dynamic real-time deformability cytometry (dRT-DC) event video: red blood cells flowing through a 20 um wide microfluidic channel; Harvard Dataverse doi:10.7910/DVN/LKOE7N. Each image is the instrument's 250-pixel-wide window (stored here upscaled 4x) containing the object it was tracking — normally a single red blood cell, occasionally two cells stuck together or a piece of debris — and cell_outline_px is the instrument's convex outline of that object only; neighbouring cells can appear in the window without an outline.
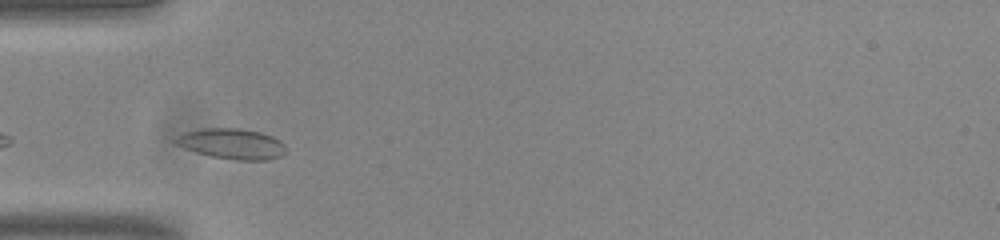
{"species": "common noctule bat (a hibernating species)", "species_latin": "Nyctalus noctula", "temperature_condition": "room temperature", "stored_images_in_passage": 30, "camera_frame_rate_fps": 3000, "um_per_image_px": 0.085, "animal": {"sex": "male", "body_mass_g": 20.0, "forearm_length_mm": 53.3}, "frame": {"image": 1, "passage_image": 2, "time_ms": 0.333, "image_size_px": [1000, 240], "cell_outline_px": [[284, 152], [280, 156], [268, 160], [236, 160], [212, 156], [196, 152], [184, 148], [176, 144], [172, 140], [176, 136], [184, 132], [200, 128], [240, 128], [260, 132], [272, 136], [280, 140], [284, 144]], "centroid_in_image_um": [19.67, 12.21], "position_along_channel_um": 65.3, "area_um2": 19.65}}
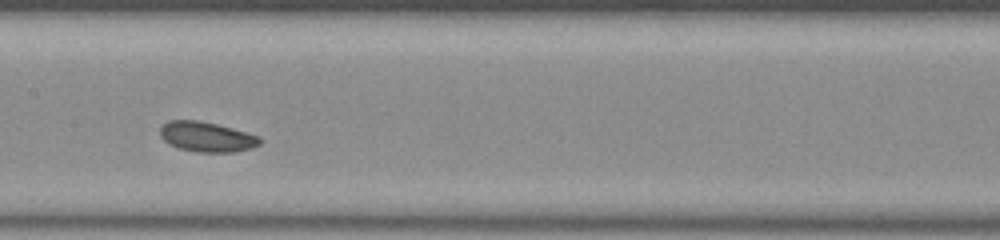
{"frame": {"image": 2, "passage_image": 12, "time_ms": 3.667, "image_size_px": [1000, 240], "cell_outline_px": [[260, 144], [252, 148], [236, 152], [196, 152], [180, 148], [168, 144], [160, 136], [160, 128], [168, 120], [200, 120], [232, 128], [260, 136]], "centroid_in_image_um": [17.57, 11.63], "position_along_channel_um": 189.8, "area_um2": 17.51}}
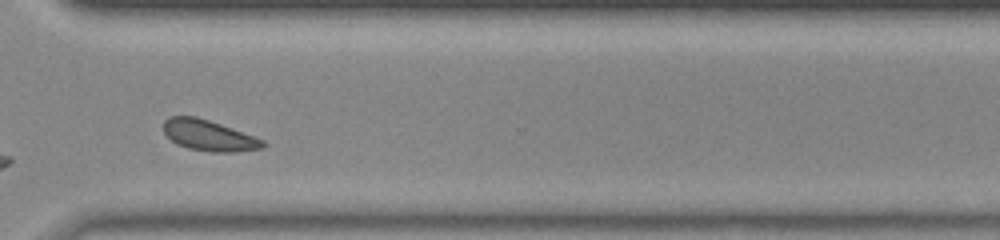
{"frame": {"image": 3, "passage_image": 25, "time_ms": 8.0, "image_size_px": [1000, 240], "cell_outline_px": [[268, 144], [260, 148], [236, 152], [212, 152], [188, 148], [176, 144], [164, 132], [164, 120], [168, 116], [196, 116], [220, 124], [264, 140]], "centroid_in_image_um": [17.73, 11.51], "position_along_channel_um": 352.9, "area_um2": 17.69}, "authors_computed_cell_mechanics": {"area_um2": 17.629, "velocity_mm_per_s": 3.758, "shape_relaxation_time_tau1_ms": 2.9006, "shape_relaxation_time_tau2_ms": 4.0537, "deformation_change_tau1": 0.0466, "deformation_change_tau2": 0.0902}}